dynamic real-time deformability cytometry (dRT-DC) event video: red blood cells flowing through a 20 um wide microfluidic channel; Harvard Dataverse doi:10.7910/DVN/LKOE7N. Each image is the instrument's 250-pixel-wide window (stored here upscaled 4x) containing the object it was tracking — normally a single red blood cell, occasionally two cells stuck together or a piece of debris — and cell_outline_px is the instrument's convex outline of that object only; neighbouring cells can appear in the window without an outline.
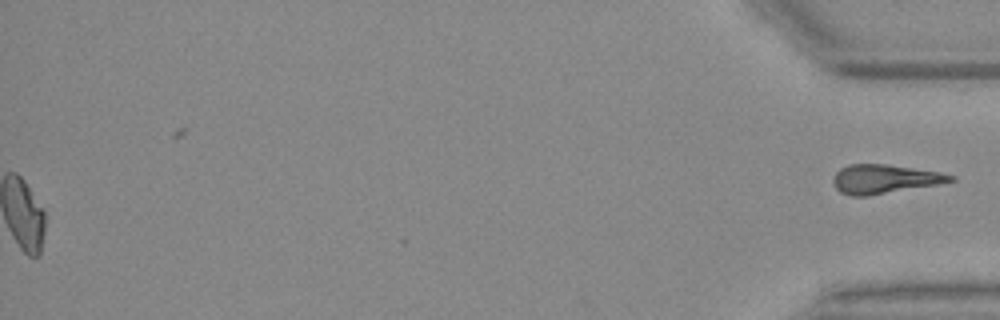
{"species": "Egyptian fruit bat (a non-hibernating species)", "species_latin": "Rousettus aegyptiacus", "temperature_condition": "warm", "stored_images_in_passage": 56, "segment_of_instrument_passage": [2, 2], "camera_frame_rate_fps": 3000, "um_per_image_px": 0.085, "animal": {"sex": "female"}, "frame": {"image": 1, "passage_image": 56, "time_ms": 18.333, "image_size_px": [1000, 320], "cell_outline_px": [[956, 180], [936, 184], [868, 196], [852, 196], [840, 192], [836, 188], [832, 180], [836, 172], [840, 168], [848, 164], [884, 164], [940, 172], [956, 176]], "centroid_in_image_um": [75.15, 15.21], "position_along_channel_um": 360.1, "area_um2": 19.59}}